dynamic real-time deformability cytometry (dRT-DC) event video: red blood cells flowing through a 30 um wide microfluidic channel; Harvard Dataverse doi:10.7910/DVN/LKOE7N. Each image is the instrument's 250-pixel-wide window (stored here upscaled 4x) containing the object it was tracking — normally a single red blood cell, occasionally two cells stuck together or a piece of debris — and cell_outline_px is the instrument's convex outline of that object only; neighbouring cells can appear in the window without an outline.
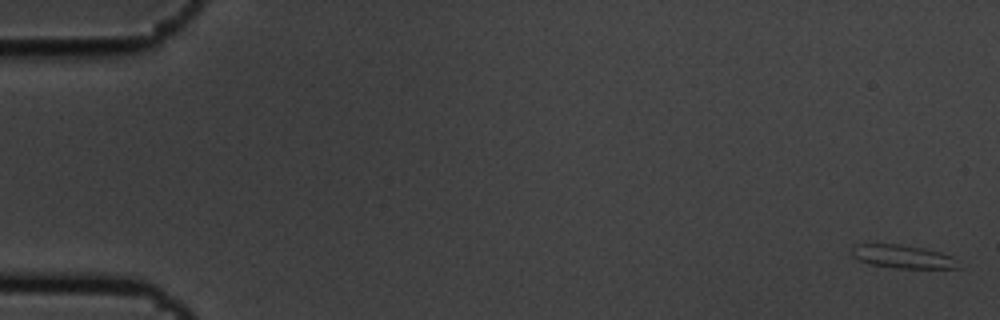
{"species": "common noctule bat (a hibernating species)", "species_latin": "Nyctalus noctula", "temperature_condition": "cold", "stored_images_in_passage": 6, "camera_frame_rate_fps": 3000, "um_per_image_px": 0.085, "animal": {"sex": "male", "body_mass_g": 19.5, "forearm_length_mm": 54.6}, "frame": {"image": 1, "passage_image": 1, "time_ms": 0.0, "image_size_px": [1000, 320], "cell_outline_px": [[960, 268], [896, 268], [868, 264], [852, 256], [852, 248], [856, 244], [900, 244], [924, 248], [940, 252], [952, 256]], "centroid_in_image_um": [76.71, 21.81], "position_along_channel_um": 8.3, "area_um2": 14.39}}
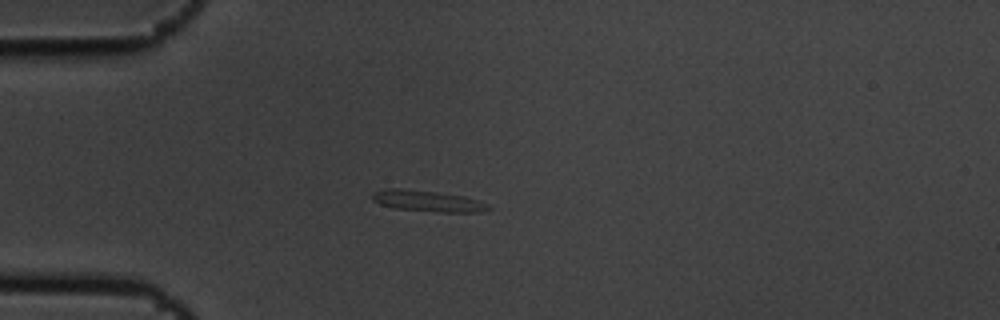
{"frame": {"image": 2, "passage_image": 5, "time_ms": 1.333, "image_size_px": [1000, 320], "cell_outline_px": [[492, 208], [480, 212], [440, 212], [392, 208], [380, 204], [372, 200], [372, 192], [384, 188], [400, 188], [436, 192], [464, 196], [480, 200], [488, 204]], "centroid_in_image_um": [36.34, 17.08], "position_along_channel_um": 48.7, "area_um2": 14.45}}